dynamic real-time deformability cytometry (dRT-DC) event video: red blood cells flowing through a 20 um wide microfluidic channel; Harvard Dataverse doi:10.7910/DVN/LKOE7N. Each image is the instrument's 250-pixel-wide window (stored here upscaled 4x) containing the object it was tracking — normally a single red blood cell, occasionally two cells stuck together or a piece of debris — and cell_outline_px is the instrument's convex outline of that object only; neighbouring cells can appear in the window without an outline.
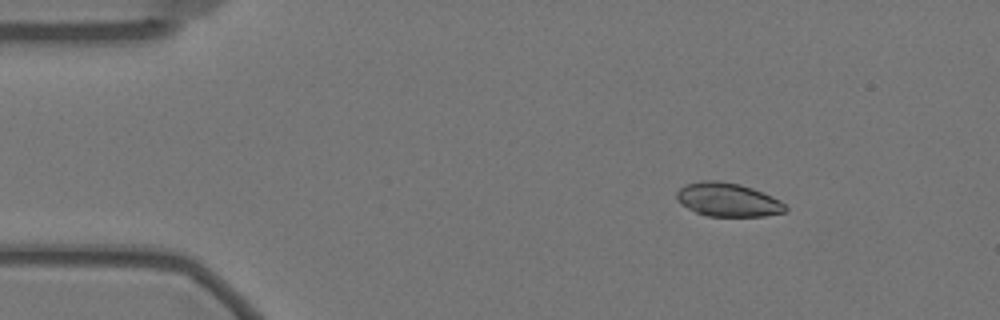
{"species": "Egyptian fruit bat (a non-hibernating species)", "species_latin": "Rousettus aegyptiacus", "temperature_condition": "warm", "stored_images_in_passage": 52, "camera_frame_rate_fps": 3000, "um_per_image_px": 0.085, "animal": {"sex": "female"}, "frame": {"image": 1, "passage_image": 1, "time_ms": 0.0, "image_size_px": [1000, 320], "cell_outline_px": [[788, 208], [784, 212], [764, 216], [708, 216], [696, 212], [680, 204], [676, 200], [676, 192], [684, 184], [704, 180], [716, 180], [740, 184], [752, 188], [772, 196], [780, 200]], "centroid_in_image_um": [61.84, 16.97], "position_along_channel_um": 23.2, "area_um2": 21.39}}
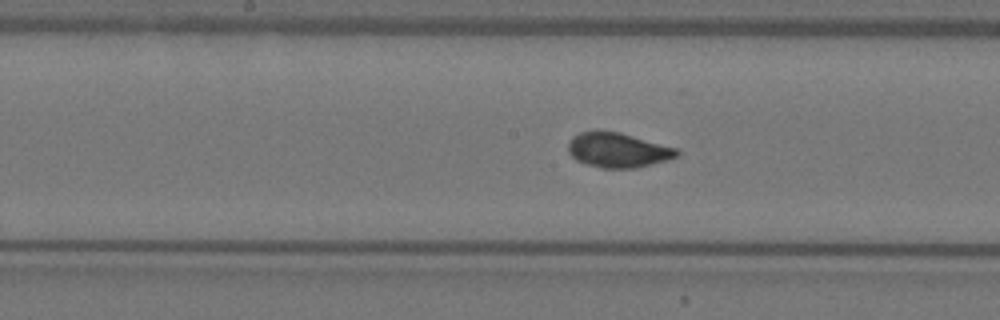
{"frame": {"image": 2, "passage_image": 22, "time_ms": 7.0, "image_size_px": [1000, 320], "cell_outline_px": [[680, 152], [676, 156], [668, 160], [636, 168], [600, 168], [584, 164], [576, 160], [568, 152], [568, 144], [572, 136], [580, 132], [620, 132], [676, 148]], "centroid_in_image_um": [52.5, 12.78], "position_along_channel_um": 195.7, "area_um2": 21.85}}
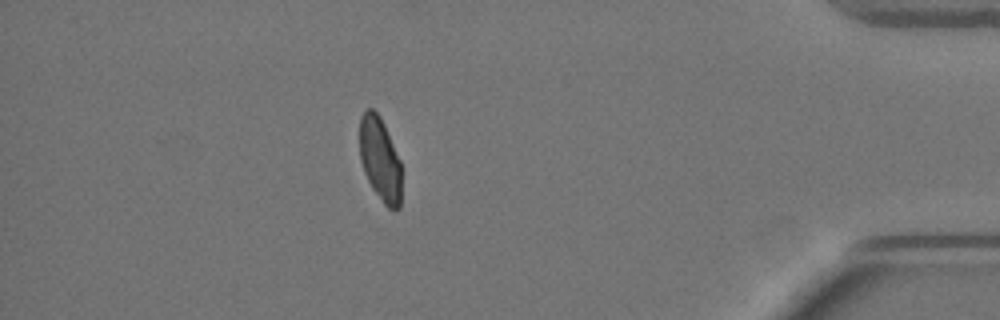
{"frame": {"image": 3, "passage_image": 44, "time_ms": 14.333, "image_size_px": [1000, 320], "cell_outline_px": [[400, 208], [396, 212], [388, 208], [384, 204], [372, 188], [364, 172], [360, 160], [360, 116], [368, 108], [372, 108], [380, 116], [384, 124], [400, 160]], "centroid_in_image_um": [32.3, 13.55], "position_along_channel_um": 402.9, "area_um2": 20.4}}